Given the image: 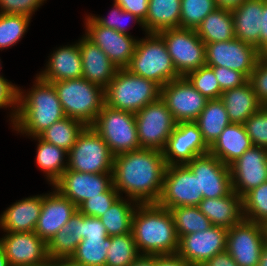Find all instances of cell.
<instances>
[{
	"label": "cell",
	"instance_id": "1",
	"mask_svg": "<svg viewBox=\"0 0 267 266\" xmlns=\"http://www.w3.org/2000/svg\"><path fill=\"white\" fill-rule=\"evenodd\" d=\"M166 163L163 152L141 148L114 156L113 186L120 196L138 204L157 203Z\"/></svg>",
	"mask_w": 267,
	"mask_h": 266
},
{
	"label": "cell",
	"instance_id": "2",
	"mask_svg": "<svg viewBox=\"0 0 267 266\" xmlns=\"http://www.w3.org/2000/svg\"><path fill=\"white\" fill-rule=\"evenodd\" d=\"M64 117L66 115L52 83L36 75L27 92L18 87L17 115L10 126L17 134L30 139Z\"/></svg>",
	"mask_w": 267,
	"mask_h": 266
},
{
	"label": "cell",
	"instance_id": "3",
	"mask_svg": "<svg viewBox=\"0 0 267 266\" xmlns=\"http://www.w3.org/2000/svg\"><path fill=\"white\" fill-rule=\"evenodd\" d=\"M131 233L140 255L177 254L179 237L173 216L157 203L137 205Z\"/></svg>",
	"mask_w": 267,
	"mask_h": 266
},
{
	"label": "cell",
	"instance_id": "4",
	"mask_svg": "<svg viewBox=\"0 0 267 266\" xmlns=\"http://www.w3.org/2000/svg\"><path fill=\"white\" fill-rule=\"evenodd\" d=\"M136 43L134 55L125 68L131 74L152 80L161 87L179 79L164 40L157 33H145Z\"/></svg>",
	"mask_w": 267,
	"mask_h": 266
},
{
	"label": "cell",
	"instance_id": "5",
	"mask_svg": "<svg viewBox=\"0 0 267 266\" xmlns=\"http://www.w3.org/2000/svg\"><path fill=\"white\" fill-rule=\"evenodd\" d=\"M161 86L156 82L118 69L104 89L105 105L136 114L146 105L160 99Z\"/></svg>",
	"mask_w": 267,
	"mask_h": 266
},
{
	"label": "cell",
	"instance_id": "6",
	"mask_svg": "<svg viewBox=\"0 0 267 266\" xmlns=\"http://www.w3.org/2000/svg\"><path fill=\"white\" fill-rule=\"evenodd\" d=\"M67 117L91 126L105 104L104 89L85 78L52 82Z\"/></svg>",
	"mask_w": 267,
	"mask_h": 266
},
{
	"label": "cell",
	"instance_id": "7",
	"mask_svg": "<svg viewBox=\"0 0 267 266\" xmlns=\"http://www.w3.org/2000/svg\"><path fill=\"white\" fill-rule=\"evenodd\" d=\"M91 127L102 137L114 156L141 149L134 113L104 104Z\"/></svg>",
	"mask_w": 267,
	"mask_h": 266
},
{
	"label": "cell",
	"instance_id": "8",
	"mask_svg": "<svg viewBox=\"0 0 267 266\" xmlns=\"http://www.w3.org/2000/svg\"><path fill=\"white\" fill-rule=\"evenodd\" d=\"M114 155L102 137L85 126L68 151V170L91 174H112Z\"/></svg>",
	"mask_w": 267,
	"mask_h": 266
},
{
	"label": "cell",
	"instance_id": "9",
	"mask_svg": "<svg viewBox=\"0 0 267 266\" xmlns=\"http://www.w3.org/2000/svg\"><path fill=\"white\" fill-rule=\"evenodd\" d=\"M165 42L167 51L180 77L206 65L205 43L195 29L172 28L157 33Z\"/></svg>",
	"mask_w": 267,
	"mask_h": 266
},
{
	"label": "cell",
	"instance_id": "10",
	"mask_svg": "<svg viewBox=\"0 0 267 266\" xmlns=\"http://www.w3.org/2000/svg\"><path fill=\"white\" fill-rule=\"evenodd\" d=\"M140 148L163 151L177 122L160 99L146 105L135 114Z\"/></svg>",
	"mask_w": 267,
	"mask_h": 266
},
{
	"label": "cell",
	"instance_id": "11",
	"mask_svg": "<svg viewBox=\"0 0 267 266\" xmlns=\"http://www.w3.org/2000/svg\"><path fill=\"white\" fill-rule=\"evenodd\" d=\"M203 200L199 193L198 177L186 165L166 166L163 188L157 204L166 209L198 206Z\"/></svg>",
	"mask_w": 267,
	"mask_h": 266
},
{
	"label": "cell",
	"instance_id": "12",
	"mask_svg": "<svg viewBox=\"0 0 267 266\" xmlns=\"http://www.w3.org/2000/svg\"><path fill=\"white\" fill-rule=\"evenodd\" d=\"M261 55L256 47L238 38L205 44L206 65L236 70L248 79Z\"/></svg>",
	"mask_w": 267,
	"mask_h": 266
},
{
	"label": "cell",
	"instance_id": "13",
	"mask_svg": "<svg viewBox=\"0 0 267 266\" xmlns=\"http://www.w3.org/2000/svg\"><path fill=\"white\" fill-rule=\"evenodd\" d=\"M264 245L261 223L243 219L228 229L226 251L238 266H258Z\"/></svg>",
	"mask_w": 267,
	"mask_h": 266
},
{
	"label": "cell",
	"instance_id": "14",
	"mask_svg": "<svg viewBox=\"0 0 267 266\" xmlns=\"http://www.w3.org/2000/svg\"><path fill=\"white\" fill-rule=\"evenodd\" d=\"M160 98L177 123L195 122L208 101L185 77L162 86Z\"/></svg>",
	"mask_w": 267,
	"mask_h": 266
},
{
	"label": "cell",
	"instance_id": "15",
	"mask_svg": "<svg viewBox=\"0 0 267 266\" xmlns=\"http://www.w3.org/2000/svg\"><path fill=\"white\" fill-rule=\"evenodd\" d=\"M84 35L100 47L119 69L126 68L134 55L138 38L97 24L89 14L84 18Z\"/></svg>",
	"mask_w": 267,
	"mask_h": 266
},
{
	"label": "cell",
	"instance_id": "16",
	"mask_svg": "<svg viewBox=\"0 0 267 266\" xmlns=\"http://www.w3.org/2000/svg\"><path fill=\"white\" fill-rule=\"evenodd\" d=\"M5 233L0 238V247L10 266H43L50 261L47 243L34 231Z\"/></svg>",
	"mask_w": 267,
	"mask_h": 266
},
{
	"label": "cell",
	"instance_id": "17",
	"mask_svg": "<svg viewBox=\"0 0 267 266\" xmlns=\"http://www.w3.org/2000/svg\"><path fill=\"white\" fill-rule=\"evenodd\" d=\"M198 177L199 193L203 199L219 198L233 191L230 167L207 153L186 164Z\"/></svg>",
	"mask_w": 267,
	"mask_h": 266
},
{
	"label": "cell",
	"instance_id": "18",
	"mask_svg": "<svg viewBox=\"0 0 267 266\" xmlns=\"http://www.w3.org/2000/svg\"><path fill=\"white\" fill-rule=\"evenodd\" d=\"M162 152L166 166L184 165L197 156L209 153V146L203 140L195 122H180L177 123Z\"/></svg>",
	"mask_w": 267,
	"mask_h": 266
},
{
	"label": "cell",
	"instance_id": "19",
	"mask_svg": "<svg viewBox=\"0 0 267 266\" xmlns=\"http://www.w3.org/2000/svg\"><path fill=\"white\" fill-rule=\"evenodd\" d=\"M113 186V174H91L66 169L51 186L77 208L91 197L100 196Z\"/></svg>",
	"mask_w": 267,
	"mask_h": 266
},
{
	"label": "cell",
	"instance_id": "20",
	"mask_svg": "<svg viewBox=\"0 0 267 266\" xmlns=\"http://www.w3.org/2000/svg\"><path fill=\"white\" fill-rule=\"evenodd\" d=\"M227 232L226 228L212 225L205 231L181 236L177 254L193 266H202L226 250Z\"/></svg>",
	"mask_w": 267,
	"mask_h": 266
},
{
	"label": "cell",
	"instance_id": "21",
	"mask_svg": "<svg viewBox=\"0 0 267 266\" xmlns=\"http://www.w3.org/2000/svg\"><path fill=\"white\" fill-rule=\"evenodd\" d=\"M229 167L233 191L243 197L267 181V149L252 146Z\"/></svg>",
	"mask_w": 267,
	"mask_h": 266
},
{
	"label": "cell",
	"instance_id": "22",
	"mask_svg": "<svg viewBox=\"0 0 267 266\" xmlns=\"http://www.w3.org/2000/svg\"><path fill=\"white\" fill-rule=\"evenodd\" d=\"M76 211L77 206L53 188L42 194V209L34 232L48 243Z\"/></svg>",
	"mask_w": 267,
	"mask_h": 266
},
{
	"label": "cell",
	"instance_id": "23",
	"mask_svg": "<svg viewBox=\"0 0 267 266\" xmlns=\"http://www.w3.org/2000/svg\"><path fill=\"white\" fill-rule=\"evenodd\" d=\"M75 43V44H74ZM59 46L49 54L45 68L36 75L52 83L66 79L82 78V59L79 43Z\"/></svg>",
	"mask_w": 267,
	"mask_h": 266
},
{
	"label": "cell",
	"instance_id": "24",
	"mask_svg": "<svg viewBox=\"0 0 267 266\" xmlns=\"http://www.w3.org/2000/svg\"><path fill=\"white\" fill-rule=\"evenodd\" d=\"M78 43L82 59V78L105 89L119 68L84 34L78 39Z\"/></svg>",
	"mask_w": 267,
	"mask_h": 266
},
{
	"label": "cell",
	"instance_id": "25",
	"mask_svg": "<svg viewBox=\"0 0 267 266\" xmlns=\"http://www.w3.org/2000/svg\"><path fill=\"white\" fill-rule=\"evenodd\" d=\"M42 209V194L17 200L0 215V229L4 232L35 230Z\"/></svg>",
	"mask_w": 267,
	"mask_h": 266
},
{
	"label": "cell",
	"instance_id": "26",
	"mask_svg": "<svg viewBox=\"0 0 267 266\" xmlns=\"http://www.w3.org/2000/svg\"><path fill=\"white\" fill-rule=\"evenodd\" d=\"M198 207L212 225L226 229L237 225L244 219L242 197L235 191L219 198L203 199Z\"/></svg>",
	"mask_w": 267,
	"mask_h": 266
},
{
	"label": "cell",
	"instance_id": "27",
	"mask_svg": "<svg viewBox=\"0 0 267 266\" xmlns=\"http://www.w3.org/2000/svg\"><path fill=\"white\" fill-rule=\"evenodd\" d=\"M252 146L244 124L230 123L209 147V153L230 166Z\"/></svg>",
	"mask_w": 267,
	"mask_h": 266
},
{
	"label": "cell",
	"instance_id": "28",
	"mask_svg": "<svg viewBox=\"0 0 267 266\" xmlns=\"http://www.w3.org/2000/svg\"><path fill=\"white\" fill-rule=\"evenodd\" d=\"M234 19L235 38L253 45L260 52L261 15L263 0H245L231 10Z\"/></svg>",
	"mask_w": 267,
	"mask_h": 266
},
{
	"label": "cell",
	"instance_id": "29",
	"mask_svg": "<svg viewBox=\"0 0 267 266\" xmlns=\"http://www.w3.org/2000/svg\"><path fill=\"white\" fill-rule=\"evenodd\" d=\"M220 99L225 105L231 123L244 124L263 106L249 81L240 87L223 91Z\"/></svg>",
	"mask_w": 267,
	"mask_h": 266
},
{
	"label": "cell",
	"instance_id": "30",
	"mask_svg": "<svg viewBox=\"0 0 267 266\" xmlns=\"http://www.w3.org/2000/svg\"><path fill=\"white\" fill-rule=\"evenodd\" d=\"M83 239V214L76 211L70 220L48 241L47 254L50 261L70 258Z\"/></svg>",
	"mask_w": 267,
	"mask_h": 266
},
{
	"label": "cell",
	"instance_id": "31",
	"mask_svg": "<svg viewBox=\"0 0 267 266\" xmlns=\"http://www.w3.org/2000/svg\"><path fill=\"white\" fill-rule=\"evenodd\" d=\"M30 138L37 141L35 164L43 171L46 181L51 186L67 169L68 152L61 147L43 141L38 136Z\"/></svg>",
	"mask_w": 267,
	"mask_h": 266
},
{
	"label": "cell",
	"instance_id": "32",
	"mask_svg": "<svg viewBox=\"0 0 267 266\" xmlns=\"http://www.w3.org/2000/svg\"><path fill=\"white\" fill-rule=\"evenodd\" d=\"M181 0H149L148 13L143 22L146 33L180 28Z\"/></svg>",
	"mask_w": 267,
	"mask_h": 266
},
{
	"label": "cell",
	"instance_id": "33",
	"mask_svg": "<svg viewBox=\"0 0 267 266\" xmlns=\"http://www.w3.org/2000/svg\"><path fill=\"white\" fill-rule=\"evenodd\" d=\"M195 31L205 44L234 39V19L231 10L216 8L203 19Z\"/></svg>",
	"mask_w": 267,
	"mask_h": 266
},
{
	"label": "cell",
	"instance_id": "34",
	"mask_svg": "<svg viewBox=\"0 0 267 266\" xmlns=\"http://www.w3.org/2000/svg\"><path fill=\"white\" fill-rule=\"evenodd\" d=\"M195 123L198 125L203 140L210 147L231 122L221 99L208 100Z\"/></svg>",
	"mask_w": 267,
	"mask_h": 266
},
{
	"label": "cell",
	"instance_id": "35",
	"mask_svg": "<svg viewBox=\"0 0 267 266\" xmlns=\"http://www.w3.org/2000/svg\"><path fill=\"white\" fill-rule=\"evenodd\" d=\"M138 203L120 196L99 219L106 227L108 236L124 235L131 232L132 218Z\"/></svg>",
	"mask_w": 267,
	"mask_h": 266
},
{
	"label": "cell",
	"instance_id": "36",
	"mask_svg": "<svg viewBox=\"0 0 267 266\" xmlns=\"http://www.w3.org/2000/svg\"><path fill=\"white\" fill-rule=\"evenodd\" d=\"M84 127L85 125L81 121L66 116L53 123L41 132L38 137L68 152L75 144L77 136Z\"/></svg>",
	"mask_w": 267,
	"mask_h": 266
},
{
	"label": "cell",
	"instance_id": "37",
	"mask_svg": "<svg viewBox=\"0 0 267 266\" xmlns=\"http://www.w3.org/2000/svg\"><path fill=\"white\" fill-rule=\"evenodd\" d=\"M178 237L205 231L212 226L198 206H180L170 209Z\"/></svg>",
	"mask_w": 267,
	"mask_h": 266
},
{
	"label": "cell",
	"instance_id": "38",
	"mask_svg": "<svg viewBox=\"0 0 267 266\" xmlns=\"http://www.w3.org/2000/svg\"><path fill=\"white\" fill-rule=\"evenodd\" d=\"M110 246L111 236L85 238L79 242L75 253L70 258L87 266H105L107 250Z\"/></svg>",
	"mask_w": 267,
	"mask_h": 266
},
{
	"label": "cell",
	"instance_id": "39",
	"mask_svg": "<svg viewBox=\"0 0 267 266\" xmlns=\"http://www.w3.org/2000/svg\"><path fill=\"white\" fill-rule=\"evenodd\" d=\"M31 19L21 14L0 13V50H6L18 44L26 35Z\"/></svg>",
	"mask_w": 267,
	"mask_h": 266
},
{
	"label": "cell",
	"instance_id": "40",
	"mask_svg": "<svg viewBox=\"0 0 267 266\" xmlns=\"http://www.w3.org/2000/svg\"><path fill=\"white\" fill-rule=\"evenodd\" d=\"M140 256L132 233L111 236L105 266H129Z\"/></svg>",
	"mask_w": 267,
	"mask_h": 266
},
{
	"label": "cell",
	"instance_id": "41",
	"mask_svg": "<svg viewBox=\"0 0 267 266\" xmlns=\"http://www.w3.org/2000/svg\"><path fill=\"white\" fill-rule=\"evenodd\" d=\"M243 217L247 221L263 223L267 220V181L251 189L242 197Z\"/></svg>",
	"mask_w": 267,
	"mask_h": 266
},
{
	"label": "cell",
	"instance_id": "42",
	"mask_svg": "<svg viewBox=\"0 0 267 266\" xmlns=\"http://www.w3.org/2000/svg\"><path fill=\"white\" fill-rule=\"evenodd\" d=\"M216 8L215 0H181L180 28L196 29Z\"/></svg>",
	"mask_w": 267,
	"mask_h": 266
},
{
	"label": "cell",
	"instance_id": "43",
	"mask_svg": "<svg viewBox=\"0 0 267 266\" xmlns=\"http://www.w3.org/2000/svg\"><path fill=\"white\" fill-rule=\"evenodd\" d=\"M185 78L208 100L221 98L222 91L212 67L208 65L201 66L188 73Z\"/></svg>",
	"mask_w": 267,
	"mask_h": 266
},
{
	"label": "cell",
	"instance_id": "44",
	"mask_svg": "<svg viewBox=\"0 0 267 266\" xmlns=\"http://www.w3.org/2000/svg\"><path fill=\"white\" fill-rule=\"evenodd\" d=\"M97 24L106 27V28H111L114 29L120 33L128 34L131 35L130 31L128 30L129 27L127 28L128 24L124 23L128 22L129 20L134 22L135 24L139 25L146 33V30L144 28L143 21L138 18L137 16L133 15L130 12H127L123 10L115 1L113 3V7L111 11L109 12L108 16L109 17H103L100 15H89ZM127 18V19H126ZM129 19V20H128Z\"/></svg>",
	"mask_w": 267,
	"mask_h": 266
},
{
	"label": "cell",
	"instance_id": "45",
	"mask_svg": "<svg viewBox=\"0 0 267 266\" xmlns=\"http://www.w3.org/2000/svg\"><path fill=\"white\" fill-rule=\"evenodd\" d=\"M244 126L253 146L267 149V106L254 112Z\"/></svg>",
	"mask_w": 267,
	"mask_h": 266
},
{
	"label": "cell",
	"instance_id": "46",
	"mask_svg": "<svg viewBox=\"0 0 267 266\" xmlns=\"http://www.w3.org/2000/svg\"><path fill=\"white\" fill-rule=\"evenodd\" d=\"M119 197V193L115 190V187L112 186L108 191L100 194V196L91 197L90 199L85 200L78 207V211L85 216L99 218Z\"/></svg>",
	"mask_w": 267,
	"mask_h": 266
},
{
	"label": "cell",
	"instance_id": "47",
	"mask_svg": "<svg viewBox=\"0 0 267 266\" xmlns=\"http://www.w3.org/2000/svg\"><path fill=\"white\" fill-rule=\"evenodd\" d=\"M258 98V101L267 106V55H261L248 80Z\"/></svg>",
	"mask_w": 267,
	"mask_h": 266
},
{
	"label": "cell",
	"instance_id": "48",
	"mask_svg": "<svg viewBox=\"0 0 267 266\" xmlns=\"http://www.w3.org/2000/svg\"><path fill=\"white\" fill-rule=\"evenodd\" d=\"M10 110L8 115L12 125L18 110V86L7 78L0 77V109Z\"/></svg>",
	"mask_w": 267,
	"mask_h": 266
},
{
	"label": "cell",
	"instance_id": "49",
	"mask_svg": "<svg viewBox=\"0 0 267 266\" xmlns=\"http://www.w3.org/2000/svg\"><path fill=\"white\" fill-rule=\"evenodd\" d=\"M47 0H0V13L21 14L32 18Z\"/></svg>",
	"mask_w": 267,
	"mask_h": 266
},
{
	"label": "cell",
	"instance_id": "50",
	"mask_svg": "<svg viewBox=\"0 0 267 266\" xmlns=\"http://www.w3.org/2000/svg\"><path fill=\"white\" fill-rule=\"evenodd\" d=\"M214 70L221 91L237 88L248 82V78L241 72L225 67L210 66Z\"/></svg>",
	"mask_w": 267,
	"mask_h": 266
},
{
	"label": "cell",
	"instance_id": "51",
	"mask_svg": "<svg viewBox=\"0 0 267 266\" xmlns=\"http://www.w3.org/2000/svg\"><path fill=\"white\" fill-rule=\"evenodd\" d=\"M107 237L106 227L98 217L85 216L83 214V239Z\"/></svg>",
	"mask_w": 267,
	"mask_h": 266
},
{
	"label": "cell",
	"instance_id": "52",
	"mask_svg": "<svg viewBox=\"0 0 267 266\" xmlns=\"http://www.w3.org/2000/svg\"><path fill=\"white\" fill-rule=\"evenodd\" d=\"M123 10L132 13L140 18L143 22L148 13L149 0H113Z\"/></svg>",
	"mask_w": 267,
	"mask_h": 266
},
{
	"label": "cell",
	"instance_id": "53",
	"mask_svg": "<svg viewBox=\"0 0 267 266\" xmlns=\"http://www.w3.org/2000/svg\"><path fill=\"white\" fill-rule=\"evenodd\" d=\"M152 266H193L178 254L152 255Z\"/></svg>",
	"mask_w": 267,
	"mask_h": 266
},
{
	"label": "cell",
	"instance_id": "54",
	"mask_svg": "<svg viewBox=\"0 0 267 266\" xmlns=\"http://www.w3.org/2000/svg\"><path fill=\"white\" fill-rule=\"evenodd\" d=\"M202 266H238L230 254L225 250L207 260Z\"/></svg>",
	"mask_w": 267,
	"mask_h": 266
},
{
	"label": "cell",
	"instance_id": "55",
	"mask_svg": "<svg viewBox=\"0 0 267 266\" xmlns=\"http://www.w3.org/2000/svg\"><path fill=\"white\" fill-rule=\"evenodd\" d=\"M260 53L267 55V0H263V13L261 15Z\"/></svg>",
	"mask_w": 267,
	"mask_h": 266
},
{
	"label": "cell",
	"instance_id": "56",
	"mask_svg": "<svg viewBox=\"0 0 267 266\" xmlns=\"http://www.w3.org/2000/svg\"><path fill=\"white\" fill-rule=\"evenodd\" d=\"M245 0H215L217 8L233 10L240 6Z\"/></svg>",
	"mask_w": 267,
	"mask_h": 266
},
{
	"label": "cell",
	"instance_id": "57",
	"mask_svg": "<svg viewBox=\"0 0 267 266\" xmlns=\"http://www.w3.org/2000/svg\"><path fill=\"white\" fill-rule=\"evenodd\" d=\"M129 266H152V255H140Z\"/></svg>",
	"mask_w": 267,
	"mask_h": 266
},
{
	"label": "cell",
	"instance_id": "58",
	"mask_svg": "<svg viewBox=\"0 0 267 266\" xmlns=\"http://www.w3.org/2000/svg\"><path fill=\"white\" fill-rule=\"evenodd\" d=\"M54 266H87L75 262L72 258H60L52 261Z\"/></svg>",
	"mask_w": 267,
	"mask_h": 266
},
{
	"label": "cell",
	"instance_id": "59",
	"mask_svg": "<svg viewBox=\"0 0 267 266\" xmlns=\"http://www.w3.org/2000/svg\"><path fill=\"white\" fill-rule=\"evenodd\" d=\"M258 266H267V244L263 247Z\"/></svg>",
	"mask_w": 267,
	"mask_h": 266
},
{
	"label": "cell",
	"instance_id": "60",
	"mask_svg": "<svg viewBox=\"0 0 267 266\" xmlns=\"http://www.w3.org/2000/svg\"><path fill=\"white\" fill-rule=\"evenodd\" d=\"M0 266H10V263L1 247H0Z\"/></svg>",
	"mask_w": 267,
	"mask_h": 266
},
{
	"label": "cell",
	"instance_id": "61",
	"mask_svg": "<svg viewBox=\"0 0 267 266\" xmlns=\"http://www.w3.org/2000/svg\"><path fill=\"white\" fill-rule=\"evenodd\" d=\"M265 244H267V220L262 223Z\"/></svg>",
	"mask_w": 267,
	"mask_h": 266
},
{
	"label": "cell",
	"instance_id": "62",
	"mask_svg": "<svg viewBox=\"0 0 267 266\" xmlns=\"http://www.w3.org/2000/svg\"><path fill=\"white\" fill-rule=\"evenodd\" d=\"M43 266H54L52 261H49L47 264L43 265Z\"/></svg>",
	"mask_w": 267,
	"mask_h": 266
},
{
	"label": "cell",
	"instance_id": "63",
	"mask_svg": "<svg viewBox=\"0 0 267 266\" xmlns=\"http://www.w3.org/2000/svg\"><path fill=\"white\" fill-rule=\"evenodd\" d=\"M2 61H1V59H0V71L2 70V63H1ZM0 77H4L1 73H0Z\"/></svg>",
	"mask_w": 267,
	"mask_h": 266
}]
</instances>
